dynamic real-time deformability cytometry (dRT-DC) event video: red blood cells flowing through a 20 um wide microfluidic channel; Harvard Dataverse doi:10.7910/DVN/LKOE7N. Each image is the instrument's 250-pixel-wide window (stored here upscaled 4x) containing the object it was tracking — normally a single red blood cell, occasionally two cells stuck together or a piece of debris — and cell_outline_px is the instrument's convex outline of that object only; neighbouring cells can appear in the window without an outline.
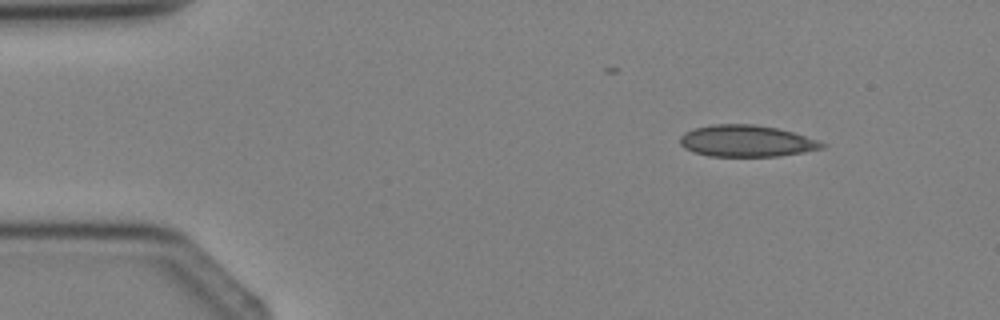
{"species": "Egyptian fruit bat (a non-hibernating species)", "species_latin": "Rousettus aegyptiacus", "temperature_condition": "cold", "stored_images_in_passage": 3, "segment_of_instrument_passage": [2, 2], "camera_frame_rate_fps": 3000, "um_per_image_px": 0.085, "animal": {"sex": "female"}, "frame": {"image": 1, "passage_image": 3, "time_ms": 3.333, "image_size_px": [1000, 320], "cell_outline_px": [[828, 144], [824, 148], [804, 152], [780, 156], [708, 156], [692, 152], [684, 148], [680, 144], [680, 136], [684, 132], [692, 128], [712, 124], [756, 124], [776, 128], [792, 132]], "centroid_in_image_um": [63.41, 11.98], "position_along_channel_um": 21.6, "area_um2": 26.3}}